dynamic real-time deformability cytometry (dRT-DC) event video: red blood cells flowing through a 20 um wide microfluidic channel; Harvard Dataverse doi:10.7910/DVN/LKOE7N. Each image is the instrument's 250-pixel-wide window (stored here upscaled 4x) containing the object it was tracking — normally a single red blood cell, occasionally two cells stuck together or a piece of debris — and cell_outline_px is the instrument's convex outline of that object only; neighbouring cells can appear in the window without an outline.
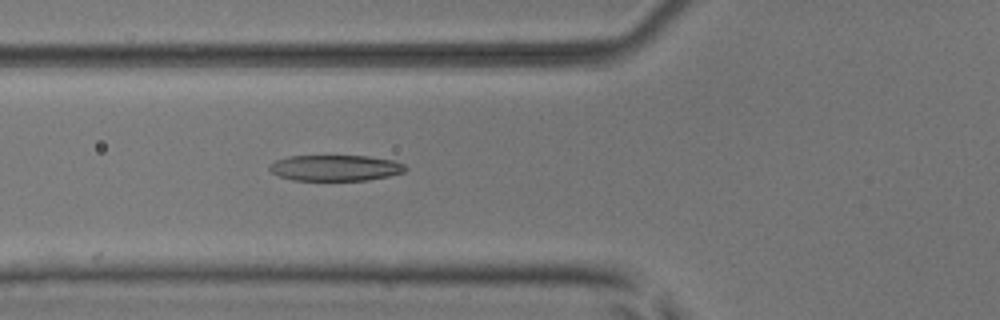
{"species": "common noctule bat (a hibernating species)", "species_latin": "Nyctalus noctula", "temperature_condition": "room temperature", "stored_images_in_passage": 6, "camera_frame_rate_fps": 3000, "um_per_image_px": 0.085, "animal": {"sex": "male", "body_mass_g": 17.9, "forearm_length_mm": 54.2}, "frame": {"image": 1, "passage_image": 5, "time_ms": 1.333, "image_size_px": [1000, 320], "cell_outline_px": [[408, 168], [404, 172], [388, 176], [368, 180], [292, 180], [280, 176], [272, 172], [268, 168], [276, 160], [288, 156], [368, 156], [392, 160], [404, 164]], "centroid_in_image_um": [28.53, 14.27], "position_along_channel_um": 97.3, "area_um2": 20.4}}